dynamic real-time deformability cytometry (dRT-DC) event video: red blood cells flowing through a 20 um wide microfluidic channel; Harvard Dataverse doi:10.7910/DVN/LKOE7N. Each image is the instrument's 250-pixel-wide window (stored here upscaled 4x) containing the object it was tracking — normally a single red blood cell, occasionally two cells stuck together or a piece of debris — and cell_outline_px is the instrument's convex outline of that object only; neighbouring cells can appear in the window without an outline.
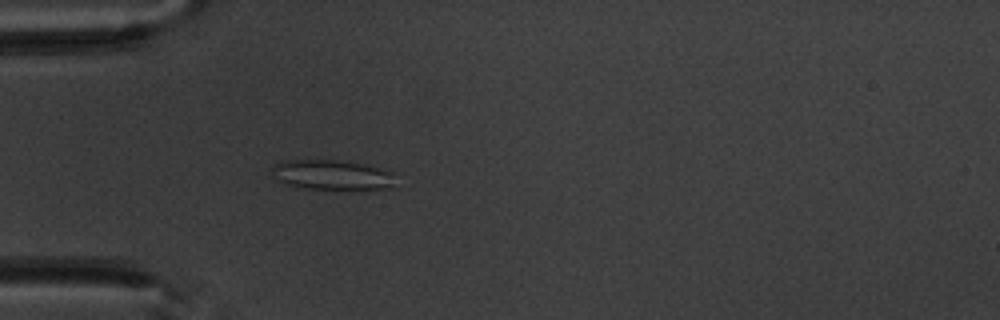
{"species": "common noctule bat (a hibernating species)", "species_latin": "Nyctalus noctula", "temperature_condition": "warm", "stored_images_in_passage": 5, "camera_frame_rate_fps": 3000, "um_per_image_px": 0.085, "animal": {"sex": "male", "body_mass_g": 20.1, "forearm_length_mm": 53.5}, "frame": {"image": 1, "passage_image": 5, "time_ms": 5.0, "image_size_px": [1000, 320], "cell_outline_px": [[392, 184], [388, 188], [364, 192], [296, 188], [276, 180], [272, 176], [272, 168], [280, 160], [336, 160], [364, 164], [392, 172]], "centroid_in_image_um": [28.19, 14.92], "position_along_channel_um": 56.8, "area_um2": 22.43}}